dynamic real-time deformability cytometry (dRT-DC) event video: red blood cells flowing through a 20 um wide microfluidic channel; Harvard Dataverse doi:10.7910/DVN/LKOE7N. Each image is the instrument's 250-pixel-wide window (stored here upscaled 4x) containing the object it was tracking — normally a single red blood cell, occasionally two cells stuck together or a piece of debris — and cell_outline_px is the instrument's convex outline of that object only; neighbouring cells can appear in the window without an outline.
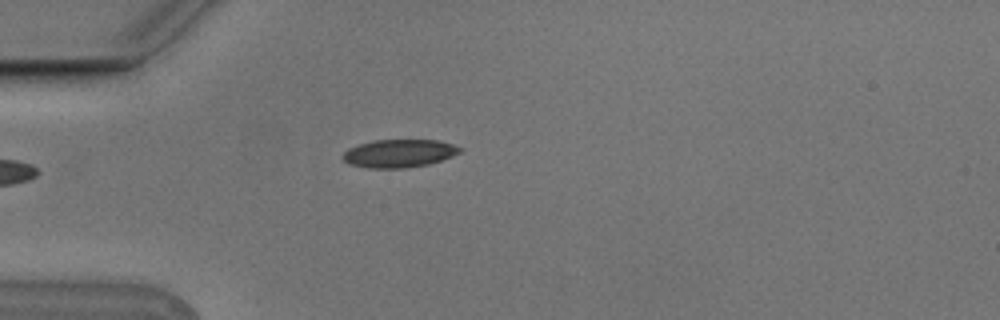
{"species": "Egyptian fruit bat (a non-hibernating species)", "species_latin": "Rousettus aegyptiacus", "temperature_condition": "cold", "stored_images_in_passage": 4, "camera_frame_rate_fps": 3000, "um_per_image_px": 0.085, "animal": {"sex": "male"}, "frame": {"image": 1, "passage_image": 3, "time_ms": 0.667, "image_size_px": [1000, 320], "cell_outline_px": [[464, 148], [460, 152], [452, 156], [428, 164], [404, 168], [368, 168], [348, 164], [340, 156], [348, 148], [372, 140], [436, 140], [452, 144]], "centroid_in_image_um": [33.89, 13.04], "position_along_channel_um": 51.1, "area_um2": 19.13}}